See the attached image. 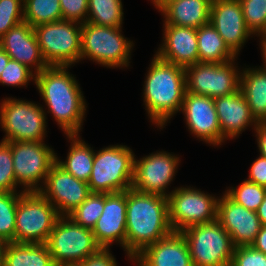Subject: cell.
Masks as SVG:
<instances>
[{
    "label": "cell",
    "mask_w": 266,
    "mask_h": 266,
    "mask_svg": "<svg viewBox=\"0 0 266 266\" xmlns=\"http://www.w3.org/2000/svg\"><path fill=\"white\" fill-rule=\"evenodd\" d=\"M82 24L60 20L33 28L41 54L48 66H74L81 56Z\"/></svg>",
    "instance_id": "cell-9"
},
{
    "label": "cell",
    "mask_w": 266,
    "mask_h": 266,
    "mask_svg": "<svg viewBox=\"0 0 266 266\" xmlns=\"http://www.w3.org/2000/svg\"><path fill=\"white\" fill-rule=\"evenodd\" d=\"M217 220L230 234L235 247L250 246L262 226L255 211L237 204L225 193L218 199Z\"/></svg>",
    "instance_id": "cell-19"
},
{
    "label": "cell",
    "mask_w": 266,
    "mask_h": 266,
    "mask_svg": "<svg viewBox=\"0 0 266 266\" xmlns=\"http://www.w3.org/2000/svg\"><path fill=\"white\" fill-rule=\"evenodd\" d=\"M66 137L71 143L67 157L63 161L56 153V162L75 178L88 183L92 173L95 150L82 140L79 134L66 135Z\"/></svg>",
    "instance_id": "cell-26"
},
{
    "label": "cell",
    "mask_w": 266,
    "mask_h": 266,
    "mask_svg": "<svg viewBox=\"0 0 266 266\" xmlns=\"http://www.w3.org/2000/svg\"><path fill=\"white\" fill-rule=\"evenodd\" d=\"M193 266H230L235 246L218 220L191 226L181 232Z\"/></svg>",
    "instance_id": "cell-10"
},
{
    "label": "cell",
    "mask_w": 266,
    "mask_h": 266,
    "mask_svg": "<svg viewBox=\"0 0 266 266\" xmlns=\"http://www.w3.org/2000/svg\"><path fill=\"white\" fill-rule=\"evenodd\" d=\"M24 21L31 27L62 20L59 0H24Z\"/></svg>",
    "instance_id": "cell-30"
},
{
    "label": "cell",
    "mask_w": 266,
    "mask_h": 266,
    "mask_svg": "<svg viewBox=\"0 0 266 266\" xmlns=\"http://www.w3.org/2000/svg\"><path fill=\"white\" fill-rule=\"evenodd\" d=\"M40 104L5 97L0 103V126L5 132L2 141L41 142L46 137L47 114Z\"/></svg>",
    "instance_id": "cell-7"
},
{
    "label": "cell",
    "mask_w": 266,
    "mask_h": 266,
    "mask_svg": "<svg viewBox=\"0 0 266 266\" xmlns=\"http://www.w3.org/2000/svg\"><path fill=\"white\" fill-rule=\"evenodd\" d=\"M143 87V102L152 124L163 129L181 111L186 92L185 68L165 62L155 54Z\"/></svg>",
    "instance_id": "cell-3"
},
{
    "label": "cell",
    "mask_w": 266,
    "mask_h": 266,
    "mask_svg": "<svg viewBox=\"0 0 266 266\" xmlns=\"http://www.w3.org/2000/svg\"><path fill=\"white\" fill-rule=\"evenodd\" d=\"M61 215L39 192H22L17 203L14 243H46Z\"/></svg>",
    "instance_id": "cell-8"
},
{
    "label": "cell",
    "mask_w": 266,
    "mask_h": 266,
    "mask_svg": "<svg viewBox=\"0 0 266 266\" xmlns=\"http://www.w3.org/2000/svg\"><path fill=\"white\" fill-rule=\"evenodd\" d=\"M22 192H0V239L15 240L17 203Z\"/></svg>",
    "instance_id": "cell-31"
},
{
    "label": "cell",
    "mask_w": 266,
    "mask_h": 266,
    "mask_svg": "<svg viewBox=\"0 0 266 266\" xmlns=\"http://www.w3.org/2000/svg\"><path fill=\"white\" fill-rule=\"evenodd\" d=\"M166 151L146 155L139 160L134 157L132 189L141 193L168 197V186L176 176L180 157Z\"/></svg>",
    "instance_id": "cell-14"
},
{
    "label": "cell",
    "mask_w": 266,
    "mask_h": 266,
    "mask_svg": "<svg viewBox=\"0 0 266 266\" xmlns=\"http://www.w3.org/2000/svg\"><path fill=\"white\" fill-rule=\"evenodd\" d=\"M7 244V241L0 239V266H4V255Z\"/></svg>",
    "instance_id": "cell-47"
},
{
    "label": "cell",
    "mask_w": 266,
    "mask_h": 266,
    "mask_svg": "<svg viewBox=\"0 0 266 266\" xmlns=\"http://www.w3.org/2000/svg\"><path fill=\"white\" fill-rule=\"evenodd\" d=\"M256 213H257V216H258L261 224L266 225V195L264 197L263 202L258 207Z\"/></svg>",
    "instance_id": "cell-44"
},
{
    "label": "cell",
    "mask_w": 266,
    "mask_h": 266,
    "mask_svg": "<svg viewBox=\"0 0 266 266\" xmlns=\"http://www.w3.org/2000/svg\"><path fill=\"white\" fill-rule=\"evenodd\" d=\"M163 28V40L155 55L184 68L198 63L197 29L170 24H163Z\"/></svg>",
    "instance_id": "cell-20"
},
{
    "label": "cell",
    "mask_w": 266,
    "mask_h": 266,
    "mask_svg": "<svg viewBox=\"0 0 266 266\" xmlns=\"http://www.w3.org/2000/svg\"><path fill=\"white\" fill-rule=\"evenodd\" d=\"M251 246L266 254V225H262L259 233L256 235L255 241Z\"/></svg>",
    "instance_id": "cell-43"
},
{
    "label": "cell",
    "mask_w": 266,
    "mask_h": 266,
    "mask_svg": "<svg viewBox=\"0 0 266 266\" xmlns=\"http://www.w3.org/2000/svg\"><path fill=\"white\" fill-rule=\"evenodd\" d=\"M168 198L169 223L173 232L217 220L218 199L191 186L177 187Z\"/></svg>",
    "instance_id": "cell-11"
},
{
    "label": "cell",
    "mask_w": 266,
    "mask_h": 266,
    "mask_svg": "<svg viewBox=\"0 0 266 266\" xmlns=\"http://www.w3.org/2000/svg\"><path fill=\"white\" fill-rule=\"evenodd\" d=\"M180 112L194 137L208 145H221V128L213 98L185 92Z\"/></svg>",
    "instance_id": "cell-16"
},
{
    "label": "cell",
    "mask_w": 266,
    "mask_h": 266,
    "mask_svg": "<svg viewBox=\"0 0 266 266\" xmlns=\"http://www.w3.org/2000/svg\"><path fill=\"white\" fill-rule=\"evenodd\" d=\"M257 37H260V38H266V26H265V28L262 30V32H261L259 35H257Z\"/></svg>",
    "instance_id": "cell-49"
},
{
    "label": "cell",
    "mask_w": 266,
    "mask_h": 266,
    "mask_svg": "<svg viewBox=\"0 0 266 266\" xmlns=\"http://www.w3.org/2000/svg\"><path fill=\"white\" fill-rule=\"evenodd\" d=\"M134 155L127 145H110L95 151L88 181L91 193L122 192L132 187Z\"/></svg>",
    "instance_id": "cell-5"
},
{
    "label": "cell",
    "mask_w": 266,
    "mask_h": 266,
    "mask_svg": "<svg viewBox=\"0 0 266 266\" xmlns=\"http://www.w3.org/2000/svg\"><path fill=\"white\" fill-rule=\"evenodd\" d=\"M11 58L0 46V75Z\"/></svg>",
    "instance_id": "cell-45"
},
{
    "label": "cell",
    "mask_w": 266,
    "mask_h": 266,
    "mask_svg": "<svg viewBox=\"0 0 266 266\" xmlns=\"http://www.w3.org/2000/svg\"><path fill=\"white\" fill-rule=\"evenodd\" d=\"M122 0H88V18L99 26L122 27L124 19Z\"/></svg>",
    "instance_id": "cell-29"
},
{
    "label": "cell",
    "mask_w": 266,
    "mask_h": 266,
    "mask_svg": "<svg viewBox=\"0 0 266 266\" xmlns=\"http://www.w3.org/2000/svg\"><path fill=\"white\" fill-rule=\"evenodd\" d=\"M209 22L237 57L254 36L246 26L239 0H212Z\"/></svg>",
    "instance_id": "cell-17"
},
{
    "label": "cell",
    "mask_w": 266,
    "mask_h": 266,
    "mask_svg": "<svg viewBox=\"0 0 266 266\" xmlns=\"http://www.w3.org/2000/svg\"><path fill=\"white\" fill-rule=\"evenodd\" d=\"M71 66H48L36 74L35 85L58 126L65 135L79 134L87 103Z\"/></svg>",
    "instance_id": "cell-1"
},
{
    "label": "cell",
    "mask_w": 266,
    "mask_h": 266,
    "mask_svg": "<svg viewBox=\"0 0 266 266\" xmlns=\"http://www.w3.org/2000/svg\"><path fill=\"white\" fill-rule=\"evenodd\" d=\"M133 41L122 34V27H106L85 22L81 28L80 61L87 59L107 68L128 67Z\"/></svg>",
    "instance_id": "cell-4"
},
{
    "label": "cell",
    "mask_w": 266,
    "mask_h": 266,
    "mask_svg": "<svg viewBox=\"0 0 266 266\" xmlns=\"http://www.w3.org/2000/svg\"><path fill=\"white\" fill-rule=\"evenodd\" d=\"M170 0H151V3L153 4L154 7H156V9H158V11Z\"/></svg>",
    "instance_id": "cell-48"
},
{
    "label": "cell",
    "mask_w": 266,
    "mask_h": 266,
    "mask_svg": "<svg viewBox=\"0 0 266 266\" xmlns=\"http://www.w3.org/2000/svg\"><path fill=\"white\" fill-rule=\"evenodd\" d=\"M240 72V91L257 122H266V70L261 67L243 68Z\"/></svg>",
    "instance_id": "cell-25"
},
{
    "label": "cell",
    "mask_w": 266,
    "mask_h": 266,
    "mask_svg": "<svg viewBox=\"0 0 266 266\" xmlns=\"http://www.w3.org/2000/svg\"><path fill=\"white\" fill-rule=\"evenodd\" d=\"M260 39V43H259V45L261 46L260 48H261V56H262V59L264 60L263 61V65H261V66H259V67H261V68H263V69H265L266 70V38H259ZM263 66V67H262Z\"/></svg>",
    "instance_id": "cell-46"
},
{
    "label": "cell",
    "mask_w": 266,
    "mask_h": 266,
    "mask_svg": "<svg viewBox=\"0 0 266 266\" xmlns=\"http://www.w3.org/2000/svg\"><path fill=\"white\" fill-rule=\"evenodd\" d=\"M214 105L221 128V145L225 140L239 137L248 127L253 126L255 130L258 125L240 88L235 93L214 98Z\"/></svg>",
    "instance_id": "cell-21"
},
{
    "label": "cell",
    "mask_w": 266,
    "mask_h": 266,
    "mask_svg": "<svg viewBox=\"0 0 266 266\" xmlns=\"http://www.w3.org/2000/svg\"><path fill=\"white\" fill-rule=\"evenodd\" d=\"M24 0H0V38L24 21Z\"/></svg>",
    "instance_id": "cell-37"
},
{
    "label": "cell",
    "mask_w": 266,
    "mask_h": 266,
    "mask_svg": "<svg viewBox=\"0 0 266 266\" xmlns=\"http://www.w3.org/2000/svg\"><path fill=\"white\" fill-rule=\"evenodd\" d=\"M44 142H8L11 146L17 186H21L23 192L39 191L56 161L55 151Z\"/></svg>",
    "instance_id": "cell-12"
},
{
    "label": "cell",
    "mask_w": 266,
    "mask_h": 266,
    "mask_svg": "<svg viewBox=\"0 0 266 266\" xmlns=\"http://www.w3.org/2000/svg\"><path fill=\"white\" fill-rule=\"evenodd\" d=\"M62 20L85 23L88 18V0H59Z\"/></svg>",
    "instance_id": "cell-39"
},
{
    "label": "cell",
    "mask_w": 266,
    "mask_h": 266,
    "mask_svg": "<svg viewBox=\"0 0 266 266\" xmlns=\"http://www.w3.org/2000/svg\"><path fill=\"white\" fill-rule=\"evenodd\" d=\"M224 193L237 204L256 212L264 200L266 187L245 179L239 186L227 188Z\"/></svg>",
    "instance_id": "cell-32"
},
{
    "label": "cell",
    "mask_w": 266,
    "mask_h": 266,
    "mask_svg": "<svg viewBox=\"0 0 266 266\" xmlns=\"http://www.w3.org/2000/svg\"><path fill=\"white\" fill-rule=\"evenodd\" d=\"M4 266H56L45 243L8 242Z\"/></svg>",
    "instance_id": "cell-27"
},
{
    "label": "cell",
    "mask_w": 266,
    "mask_h": 266,
    "mask_svg": "<svg viewBox=\"0 0 266 266\" xmlns=\"http://www.w3.org/2000/svg\"><path fill=\"white\" fill-rule=\"evenodd\" d=\"M254 131L260 155L266 157V122H258Z\"/></svg>",
    "instance_id": "cell-42"
},
{
    "label": "cell",
    "mask_w": 266,
    "mask_h": 266,
    "mask_svg": "<svg viewBox=\"0 0 266 266\" xmlns=\"http://www.w3.org/2000/svg\"><path fill=\"white\" fill-rule=\"evenodd\" d=\"M36 80V74L19 63L18 61L10 59L0 75V84L13 87H24L28 85L29 81Z\"/></svg>",
    "instance_id": "cell-36"
},
{
    "label": "cell",
    "mask_w": 266,
    "mask_h": 266,
    "mask_svg": "<svg viewBox=\"0 0 266 266\" xmlns=\"http://www.w3.org/2000/svg\"><path fill=\"white\" fill-rule=\"evenodd\" d=\"M247 180L266 187V157L259 155L252 162Z\"/></svg>",
    "instance_id": "cell-40"
},
{
    "label": "cell",
    "mask_w": 266,
    "mask_h": 266,
    "mask_svg": "<svg viewBox=\"0 0 266 266\" xmlns=\"http://www.w3.org/2000/svg\"><path fill=\"white\" fill-rule=\"evenodd\" d=\"M212 0H170L158 12L163 24L198 29L209 23Z\"/></svg>",
    "instance_id": "cell-24"
},
{
    "label": "cell",
    "mask_w": 266,
    "mask_h": 266,
    "mask_svg": "<svg viewBox=\"0 0 266 266\" xmlns=\"http://www.w3.org/2000/svg\"><path fill=\"white\" fill-rule=\"evenodd\" d=\"M230 266H266V254L250 246L235 247Z\"/></svg>",
    "instance_id": "cell-38"
},
{
    "label": "cell",
    "mask_w": 266,
    "mask_h": 266,
    "mask_svg": "<svg viewBox=\"0 0 266 266\" xmlns=\"http://www.w3.org/2000/svg\"><path fill=\"white\" fill-rule=\"evenodd\" d=\"M111 249H101L97 254L87 257L78 266H117Z\"/></svg>",
    "instance_id": "cell-41"
},
{
    "label": "cell",
    "mask_w": 266,
    "mask_h": 266,
    "mask_svg": "<svg viewBox=\"0 0 266 266\" xmlns=\"http://www.w3.org/2000/svg\"><path fill=\"white\" fill-rule=\"evenodd\" d=\"M56 266H78L102 248L92 229L76 224L69 216H60L45 243Z\"/></svg>",
    "instance_id": "cell-6"
},
{
    "label": "cell",
    "mask_w": 266,
    "mask_h": 266,
    "mask_svg": "<svg viewBox=\"0 0 266 266\" xmlns=\"http://www.w3.org/2000/svg\"><path fill=\"white\" fill-rule=\"evenodd\" d=\"M199 63H225L238 57L209 23L197 29Z\"/></svg>",
    "instance_id": "cell-28"
},
{
    "label": "cell",
    "mask_w": 266,
    "mask_h": 266,
    "mask_svg": "<svg viewBox=\"0 0 266 266\" xmlns=\"http://www.w3.org/2000/svg\"><path fill=\"white\" fill-rule=\"evenodd\" d=\"M104 210V193H91L69 216L76 224L93 229Z\"/></svg>",
    "instance_id": "cell-33"
},
{
    "label": "cell",
    "mask_w": 266,
    "mask_h": 266,
    "mask_svg": "<svg viewBox=\"0 0 266 266\" xmlns=\"http://www.w3.org/2000/svg\"><path fill=\"white\" fill-rule=\"evenodd\" d=\"M173 232L169 223L168 198L126 190L125 253L133 261L145 247Z\"/></svg>",
    "instance_id": "cell-2"
},
{
    "label": "cell",
    "mask_w": 266,
    "mask_h": 266,
    "mask_svg": "<svg viewBox=\"0 0 266 266\" xmlns=\"http://www.w3.org/2000/svg\"><path fill=\"white\" fill-rule=\"evenodd\" d=\"M102 249L118 243L125 251L126 243V191L104 193V210L92 229Z\"/></svg>",
    "instance_id": "cell-18"
},
{
    "label": "cell",
    "mask_w": 266,
    "mask_h": 266,
    "mask_svg": "<svg viewBox=\"0 0 266 266\" xmlns=\"http://www.w3.org/2000/svg\"><path fill=\"white\" fill-rule=\"evenodd\" d=\"M247 28L254 36L266 26V0H239Z\"/></svg>",
    "instance_id": "cell-34"
},
{
    "label": "cell",
    "mask_w": 266,
    "mask_h": 266,
    "mask_svg": "<svg viewBox=\"0 0 266 266\" xmlns=\"http://www.w3.org/2000/svg\"><path fill=\"white\" fill-rule=\"evenodd\" d=\"M235 60L225 63L198 62L187 66L185 68L186 92L213 99L235 93L240 86L241 72Z\"/></svg>",
    "instance_id": "cell-13"
},
{
    "label": "cell",
    "mask_w": 266,
    "mask_h": 266,
    "mask_svg": "<svg viewBox=\"0 0 266 266\" xmlns=\"http://www.w3.org/2000/svg\"><path fill=\"white\" fill-rule=\"evenodd\" d=\"M137 266H193L188 243L181 232L145 247L133 258Z\"/></svg>",
    "instance_id": "cell-23"
},
{
    "label": "cell",
    "mask_w": 266,
    "mask_h": 266,
    "mask_svg": "<svg viewBox=\"0 0 266 266\" xmlns=\"http://www.w3.org/2000/svg\"><path fill=\"white\" fill-rule=\"evenodd\" d=\"M18 190L14 175L11 146L7 141L0 142V192H23Z\"/></svg>",
    "instance_id": "cell-35"
},
{
    "label": "cell",
    "mask_w": 266,
    "mask_h": 266,
    "mask_svg": "<svg viewBox=\"0 0 266 266\" xmlns=\"http://www.w3.org/2000/svg\"><path fill=\"white\" fill-rule=\"evenodd\" d=\"M39 192L61 216H67L91 194L87 182L75 178L56 161Z\"/></svg>",
    "instance_id": "cell-15"
},
{
    "label": "cell",
    "mask_w": 266,
    "mask_h": 266,
    "mask_svg": "<svg viewBox=\"0 0 266 266\" xmlns=\"http://www.w3.org/2000/svg\"><path fill=\"white\" fill-rule=\"evenodd\" d=\"M0 46L12 60L25 65L35 74L48 67L41 54L33 27L25 21L12 27L0 38Z\"/></svg>",
    "instance_id": "cell-22"
}]
</instances>
